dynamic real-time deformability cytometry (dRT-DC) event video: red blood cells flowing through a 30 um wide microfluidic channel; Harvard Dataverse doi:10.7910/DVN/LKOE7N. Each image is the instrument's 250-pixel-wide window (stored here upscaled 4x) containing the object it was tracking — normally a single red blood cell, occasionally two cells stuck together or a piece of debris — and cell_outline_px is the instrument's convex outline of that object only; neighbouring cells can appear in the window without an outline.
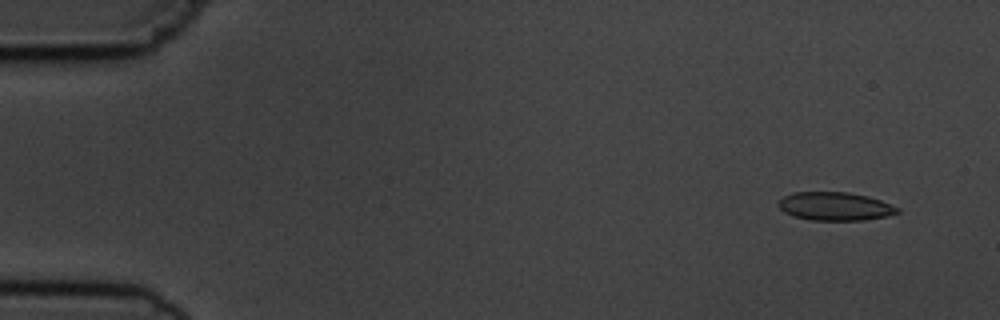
{"species": "common noctule bat (a hibernating species)", "species_latin": "Nyctalus noctula", "temperature_condition": "cold", "stored_images_in_passage": 8, "camera_frame_rate_fps": 3000, "um_per_image_px": 0.085, "animal": {"sex": "male", "body_mass_g": 19.5, "forearm_length_mm": 54.6}, "frame": {"image": 1, "passage_image": 1, "time_ms": 0.0, "image_size_px": [1000, 320], "cell_outline_px": [[900, 212], [888, 216], [864, 220], [812, 220], [792, 216], [784, 212], [776, 204], [784, 196], [792, 192], [848, 192], [868, 196], [880, 200], [900, 208]], "centroid_in_image_um": [70.97, 17.54], "position_along_channel_um": 14.0, "area_um2": 19.77}}
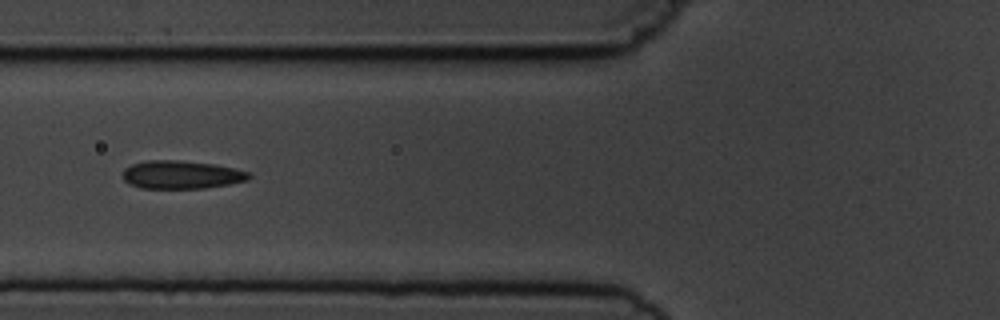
{"frame": {"image": 2, "passage_image": 6, "time_ms": 5.667, "image_size_px": [1000, 320], "cell_outline_px": [[252, 176], [248, 180], [228, 184], [204, 188], [140, 188], [128, 184], [120, 176], [124, 168], [132, 164], [148, 160], [180, 160], [212, 164], [232, 168], [248, 172]], "centroid_in_image_um": [15.35, 14.85], "position_along_channel_um": 110.5, "area_um2": 20.75}}
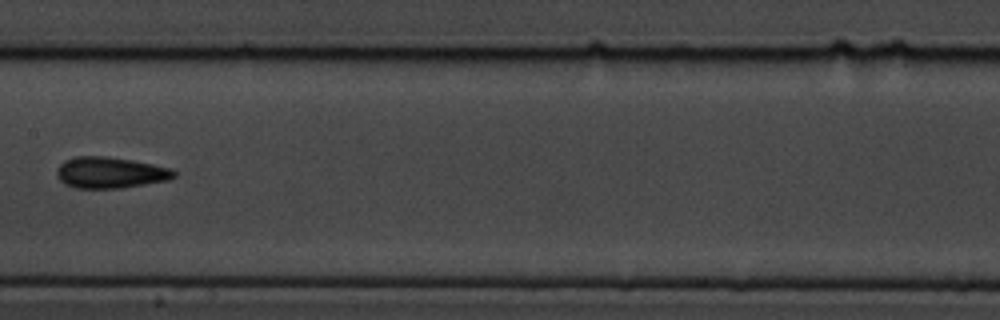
{"frame": {"image": 3, "passage_image": 8, "time_ms": 8.0, "image_size_px": [1000, 320], "cell_outline_px": [[176, 176], [168, 180], [120, 188], [76, 188], [64, 184], [60, 180], [56, 172], [56, 168], [64, 160], [76, 156], [108, 156], [132, 160], [172, 168], [176, 172]], "centroid_in_image_um": [9.35, 14.66], "position_along_channel_um": 198.0, "area_um2": 21.39}}